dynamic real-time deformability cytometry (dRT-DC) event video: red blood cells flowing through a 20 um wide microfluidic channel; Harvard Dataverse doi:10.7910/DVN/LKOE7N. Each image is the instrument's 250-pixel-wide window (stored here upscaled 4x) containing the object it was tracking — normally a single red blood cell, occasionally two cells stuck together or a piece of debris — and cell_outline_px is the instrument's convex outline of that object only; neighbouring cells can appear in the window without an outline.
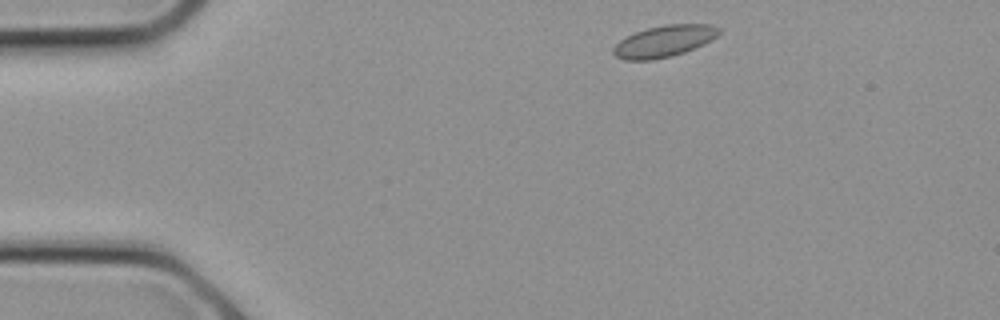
{"species": "common noctule bat (a hibernating species)", "species_latin": "Nyctalus noctula", "temperature_condition": "cold", "stored_images_in_passage": 15, "camera_frame_rate_fps": 3000, "um_per_image_px": 0.085, "animal": {"sex": "female", "body_mass_g": 21.9}, "frame": {"image": 1, "passage_image": 1, "time_ms": 0.0, "image_size_px": [1000, 320], "cell_outline_px": [[720, 32], [716, 36], [684, 52], [672, 56], [652, 60], [624, 60], [616, 56], [612, 52], [612, 48], [620, 40], [636, 32], [648, 28], [664, 24], [708, 24], [720, 28]], "centroid_in_image_um": [56.4, 3.5], "position_along_channel_um": 28.6, "area_um2": 19.07}}
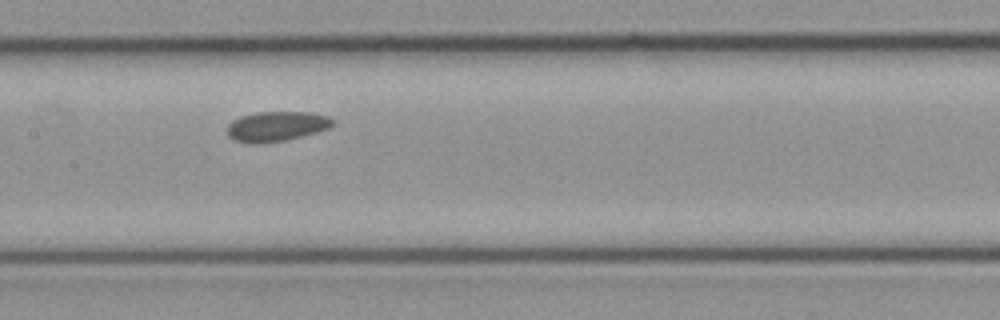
{"frame": {"image": 2, "passage_image": 9, "time_ms": 2.667, "image_size_px": [1000, 320], "cell_outline_px": [[332, 124], [328, 128], [316, 132], [284, 140], [260, 144], [252, 144], [232, 140], [228, 136], [228, 124], [232, 120], [240, 116], [256, 112], [308, 112], [328, 116], [332, 120]], "centroid_in_image_um": [23.43, 10.74], "position_along_channel_um": 184.0, "area_um2": 18.32}}
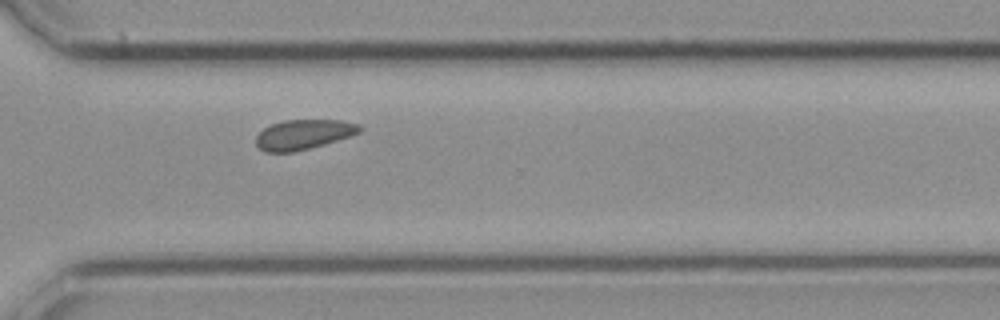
{"frame": {"image": 3, "passage_image": 15, "time_ms": 4.667, "image_size_px": [1000, 320], "cell_outline_px": [[364, 128], [360, 132], [324, 144], [296, 152], [264, 152], [256, 148], [256, 136], [264, 128], [272, 124], [284, 120], [340, 120], [360, 124]], "centroid_in_image_um": [25.77, 11.44], "position_along_channel_um": 344.8, "area_um2": 18.09}}